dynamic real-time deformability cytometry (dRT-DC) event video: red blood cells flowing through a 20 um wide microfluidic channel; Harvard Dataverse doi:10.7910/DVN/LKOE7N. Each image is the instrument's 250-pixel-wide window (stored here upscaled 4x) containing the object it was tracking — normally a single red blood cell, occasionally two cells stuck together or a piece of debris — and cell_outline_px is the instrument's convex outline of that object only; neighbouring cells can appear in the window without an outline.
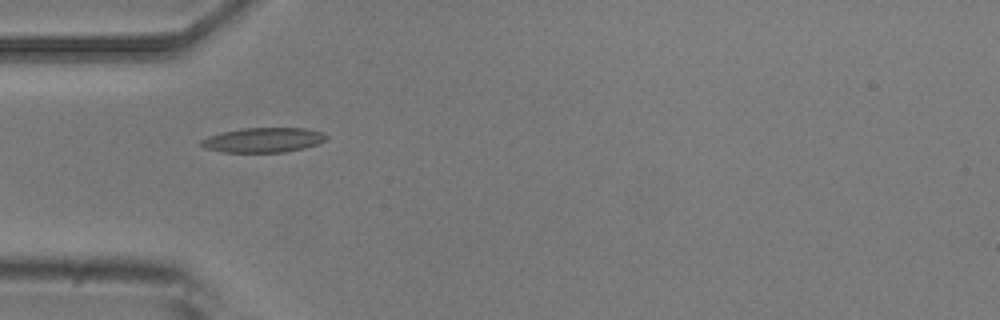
{"species": "common noctule bat (a hibernating species)", "species_latin": "Nyctalus noctula", "temperature_condition": "room temperature", "stored_images_in_passage": 5, "camera_frame_rate_fps": 3000, "um_per_image_px": 0.085, "animal": {"sex": "male", "body_mass_g": 20.5, "forearm_length_mm": 52.5}, "frame": {"image": 1, "passage_image": 4, "time_ms": 4.333, "image_size_px": [1000, 320], "cell_outline_px": [[328, 136], [324, 140], [316, 144], [304, 148], [284, 152], [224, 152], [204, 148], [200, 144], [200, 140], [208, 136], [240, 128], [308, 128], [324, 132]], "centroid_in_image_um": [22.38, 11.89], "position_along_channel_um": 62.6, "area_um2": 18.03}}
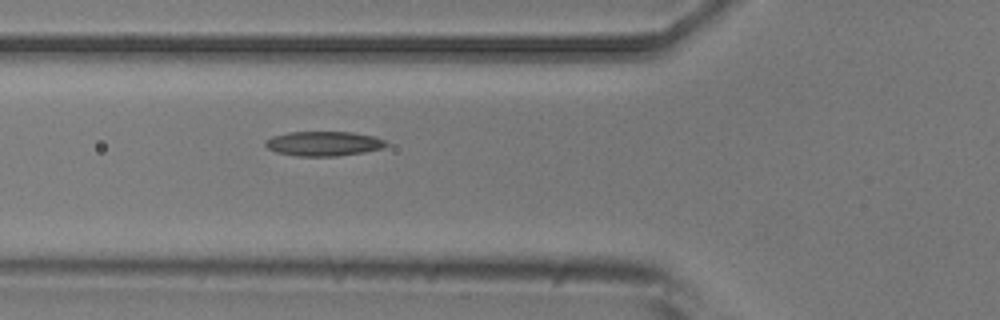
{"frame": {"image": 2, "passage_image": 5, "time_ms": 5.333, "image_size_px": [1000, 320], "cell_outline_px": [[388, 144], [384, 148], [364, 152], [336, 156], [296, 156], [276, 152], [268, 148], [264, 144], [264, 140], [272, 136], [288, 132], [352, 132], [372, 136], [384, 140]], "centroid_in_image_um": [27.48, 12.21], "position_along_channel_um": 98.3, "area_um2": 17.34}}